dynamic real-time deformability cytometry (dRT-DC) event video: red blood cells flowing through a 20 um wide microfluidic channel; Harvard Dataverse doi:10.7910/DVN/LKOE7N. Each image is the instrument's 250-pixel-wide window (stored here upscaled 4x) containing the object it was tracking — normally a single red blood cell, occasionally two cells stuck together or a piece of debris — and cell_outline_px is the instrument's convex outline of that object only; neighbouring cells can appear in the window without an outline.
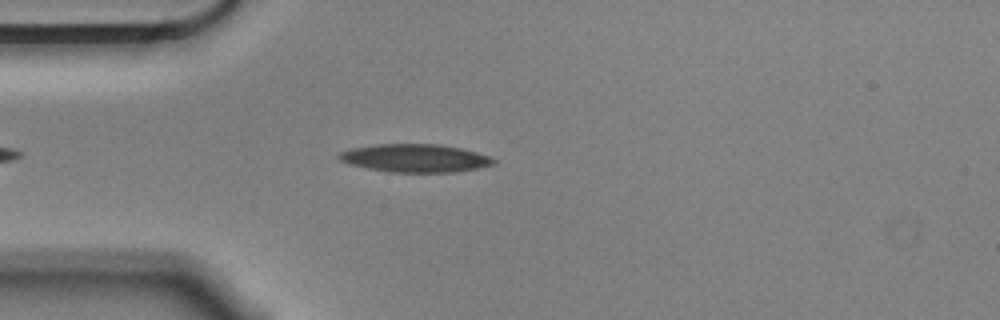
{"species": "Egyptian fruit bat (a non-hibernating species)", "species_latin": "Rousettus aegyptiacus", "temperature_condition": "cold", "stored_images_in_passage": 41, "camera_frame_rate_fps": 3000, "um_per_image_px": 0.085, "animal": {"sex": "male"}, "frame": {"image": 1, "passage_image": 7, "time_ms": 2.0, "image_size_px": [1000, 320], "cell_outline_px": [[496, 164], [456, 172], [392, 172], [368, 168], [348, 164], [340, 160], [336, 156], [340, 152], [348, 148], [376, 144], [440, 144], [460, 148], [476, 152], [488, 156], [496, 160]], "centroid_in_image_um": [35.25, 13.43], "position_along_channel_um": 49.8, "area_um2": 25.32}}
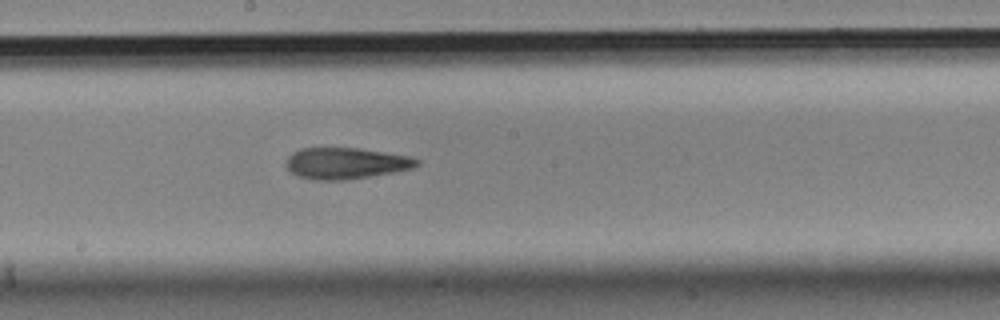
{"frame": {"image": 2, "passage_image": 22, "time_ms": 7.0, "image_size_px": [1000, 320], "cell_outline_px": [[420, 164], [412, 168], [392, 172], [348, 180], [316, 180], [300, 176], [292, 172], [284, 164], [288, 156], [292, 152], [300, 148], [360, 148], [412, 156], [420, 160]], "centroid_in_image_um": [29.41, 13.87], "position_along_channel_um": 218.8, "area_um2": 23.93}}
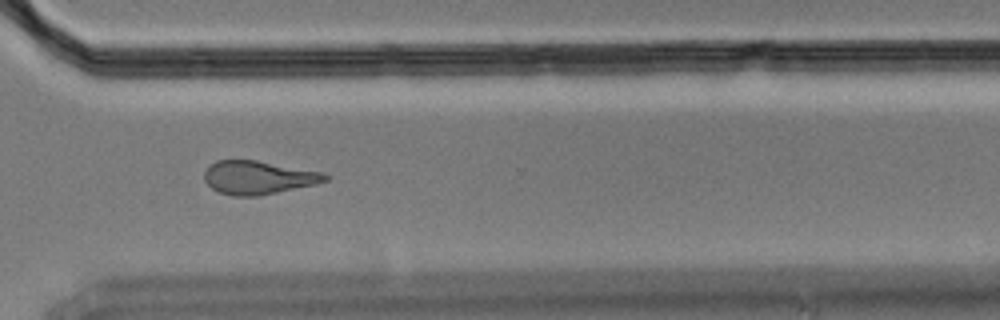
{"frame": {"image": 3, "passage_image": 33, "time_ms": 10.667, "image_size_px": [1000, 320], "cell_outline_px": [[332, 176], [328, 180], [316, 184], [256, 196], [232, 196], [220, 192], [212, 188], [204, 180], [204, 172], [216, 160], [256, 160], [320, 172]], "centroid_in_image_um": [21.95, 15.09], "position_along_channel_um": 348.7, "area_um2": 23.24}, "authors_computed_cell_mechanics": {"area_um2": 24.2182, "velocity_mm_per_s": 3.5489, "shape_relaxation_time_tau1_ms": null, "shape_relaxation_time_tau2_ms": 4.2078, "deformation_change_tau1": null, "deformation_change_tau2": 0.148}}